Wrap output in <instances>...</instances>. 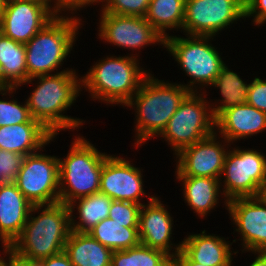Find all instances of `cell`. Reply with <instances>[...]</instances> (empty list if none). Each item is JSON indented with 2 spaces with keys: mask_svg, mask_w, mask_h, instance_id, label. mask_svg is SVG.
<instances>
[{
  "mask_svg": "<svg viewBox=\"0 0 266 266\" xmlns=\"http://www.w3.org/2000/svg\"><path fill=\"white\" fill-rule=\"evenodd\" d=\"M20 1L33 2L40 6H43L53 17H58L59 15L57 13L60 12L62 8V7L54 6L52 7L53 10H51L50 4H49V1L51 2V0H20Z\"/></svg>",
  "mask_w": 266,
  "mask_h": 266,
  "instance_id": "cell-39",
  "label": "cell"
},
{
  "mask_svg": "<svg viewBox=\"0 0 266 266\" xmlns=\"http://www.w3.org/2000/svg\"><path fill=\"white\" fill-rule=\"evenodd\" d=\"M224 64L221 71L215 78L213 86L220 88L223 96L221 106L211 108V112L216 118L222 111L247 102L249 84H245L242 79L233 71H230Z\"/></svg>",
  "mask_w": 266,
  "mask_h": 266,
  "instance_id": "cell-28",
  "label": "cell"
},
{
  "mask_svg": "<svg viewBox=\"0 0 266 266\" xmlns=\"http://www.w3.org/2000/svg\"><path fill=\"white\" fill-rule=\"evenodd\" d=\"M141 170L123 158L107 156L100 176L99 192L113 200L141 204L138 200L146 195Z\"/></svg>",
  "mask_w": 266,
  "mask_h": 266,
  "instance_id": "cell-14",
  "label": "cell"
},
{
  "mask_svg": "<svg viewBox=\"0 0 266 266\" xmlns=\"http://www.w3.org/2000/svg\"><path fill=\"white\" fill-rule=\"evenodd\" d=\"M139 224H119L106 218L88 233L112 251L127 250L140 244Z\"/></svg>",
  "mask_w": 266,
  "mask_h": 266,
  "instance_id": "cell-24",
  "label": "cell"
},
{
  "mask_svg": "<svg viewBox=\"0 0 266 266\" xmlns=\"http://www.w3.org/2000/svg\"><path fill=\"white\" fill-rule=\"evenodd\" d=\"M137 62L133 56L107 57L92 66L87 75L79 80L82 86L89 89L93 98L126 105L148 75Z\"/></svg>",
  "mask_w": 266,
  "mask_h": 266,
  "instance_id": "cell-5",
  "label": "cell"
},
{
  "mask_svg": "<svg viewBox=\"0 0 266 266\" xmlns=\"http://www.w3.org/2000/svg\"><path fill=\"white\" fill-rule=\"evenodd\" d=\"M153 78L148 72L139 90L126 103L127 107L135 104L137 109L136 145L144 143L154 135H160L190 93L186 85H173Z\"/></svg>",
  "mask_w": 266,
  "mask_h": 266,
  "instance_id": "cell-3",
  "label": "cell"
},
{
  "mask_svg": "<svg viewBox=\"0 0 266 266\" xmlns=\"http://www.w3.org/2000/svg\"><path fill=\"white\" fill-rule=\"evenodd\" d=\"M9 255H10V257H9L10 260L8 262H6V260L1 259L0 260V266H11V253H9Z\"/></svg>",
  "mask_w": 266,
  "mask_h": 266,
  "instance_id": "cell-43",
  "label": "cell"
},
{
  "mask_svg": "<svg viewBox=\"0 0 266 266\" xmlns=\"http://www.w3.org/2000/svg\"><path fill=\"white\" fill-rule=\"evenodd\" d=\"M140 204L113 200L108 218L119 224H139Z\"/></svg>",
  "mask_w": 266,
  "mask_h": 266,
  "instance_id": "cell-33",
  "label": "cell"
},
{
  "mask_svg": "<svg viewBox=\"0 0 266 266\" xmlns=\"http://www.w3.org/2000/svg\"><path fill=\"white\" fill-rule=\"evenodd\" d=\"M193 234L181 243V250L194 262L206 266H231L229 243L219 236Z\"/></svg>",
  "mask_w": 266,
  "mask_h": 266,
  "instance_id": "cell-21",
  "label": "cell"
},
{
  "mask_svg": "<svg viewBox=\"0 0 266 266\" xmlns=\"http://www.w3.org/2000/svg\"><path fill=\"white\" fill-rule=\"evenodd\" d=\"M111 266H172V258L164 251L140 243L127 250L113 251Z\"/></svg>",
  "mask_w": 266,
  "mask_h": 266,
  "instance_id": "cell-29",
  "label": "cell"
},
{
  "mask_svg": "<svg viewBox=\"0 0 266 266\" xmlns=\"http://www.w3.org/2000/svg\"><path fill=\"white\" fill-rule=\"evenodd\" d=\"M159 201L155 196L150 197L149 204L141 206L138 229L140 243L164 251L173 258L176 254L169 252L172 248L170 237L173 219Z\"/></svg>",
  "mask_w": 266,
  "mask_h": 266,
  "instance_id": "cell-18",
  "label": "cell"
},
{
  "mask_svg": "<svg viewBox=\"0 0 266 266\" xmlns=\"http://www.w3.org/2000/svg\"><path fill=\"white\" fill-rule=\"evenodd\" d=\"M17 87H0V92L9 91L12 93ZM11 91V92H10ZM25 122H38L32 119L27 103L20 105L17 101L0 100V127L16 125Z\"/></svg>",
  "mask_w": 266,
  "mask_h": 266,
  "instance_id": "cell-30",
  "label": "cell"
},
{
  "mask_svg": "<svg viewBox=\"0 0 266 266\" xmlns=\"http://www.w3.org/2000/svg\"><path fill=\"white\" fill-rule=\"evenodd\" d=\"M216 140L214 132L181 150L177 154L179 159L176 175L220 179L227 152Z\"/></svg>",
  "mask_w": 266,
  "mask_h": 266,
  "instance_id": "cell-13",
  "label": "cell"
},
{
  "mask_svg": "<svg viewBox=\"0 0 266 266\" xmlns=\"http://www.w3.org/2000/svg\"><path fill=\"white\" fill-rule=\"evenodd\" d=\"M34 78L40 80L39 85L26 101L32 119L40 122L52 134L65 128L75 129L82 124L79 119L61 114L72 105L81 89L75 72L63 70Z\"/></svg>",
  "mask_w": 266,
  "mask_h": 266,
  "instance_id": "cell-2",
  "label": "cell"
},
{
  "mask_svg": "<svg viewBox=\"0 0 266 266\" xmlns=\"http://www.w3.org/2000/svg\"><path fill=\"white\" fill-rule=\"evenodd\" d=\"M266 157L254 150L227 151L222 174L225 175L226 203L235 198L255 197L266 179Z\"/></svg>",
  "mask_w": 266,
  "mask_h": 266,
  "instance_id": "cell-10",
  "label": "cell"
},
{
  "mask_svg": "<svg viewBox=\"0 0 266 266\" xmlns=\"http://www.w3.org/2000/svg\"><path fill=\"white\" fill-rule=\"evenodd\" d=\"M246 103L266 113V80L255 77L249 84Z\"/></svg>",
  "mask_w": 266,
  "mask_h": 266,
  "instance_id": "cell-34",
  "label": "cell"
},
{
  "mask_svg": "<svg viewBox=\"0 0 266 266\" xmlns=\"http://www.w3.org/2000/svg\"><path fill=\"white\" fill-rule=\"evenodd\" d=\"M43 205H33L15 183L0 185V238L5 253L20 236L29 214Z\"/></svg>",
  "mask_w": 266,
  "mask_h": 266,
  "instance_id": "cell-17",
  "label": "cell"
},
{
  "mask_svg": "<svg viewBox=\"0 0 266 266\" xmlns=\"http://www.w3.org/2000/svg\"><path fill=\"white\" fill-rule=\"evenodd\" d=\"M247 16L254 17V24H263L266 21V0H245V17Z\"/></svg>",
  "mask_w": 266,
  "mask_h": 266,
  "instance_id": "cell-35",
  "label": "cell"
},
{
  "mask_svg": "<svg viewBox=\"0 0 266 266\" xmlns=\"http://www.w3.org/2000/svg\"><path fill=\"white\" fill-rule=\"evenodd\" d=\"M175 256L172 258V266H206L192 261L182 250L181 244L175 248Z\"/></svg>",
  "mask_w": 266,
  "mask_h": 266,
  "instance_id": "cell-37",
  "label": "cell"
},
{
  "mask_svg": "<svg viewBox=\"0 0 266 266\" xmlns=\"http://www.w3.org/2000/svg\"><path fill=\"white\" fill-rule=\"evenodd\" d=\"M258 253V257H256L250 266H266V252L259 251Z\"/></svg>",
  "mask_w": 266,
  "mask_h": 266,
  "instance_id": "cell-41",
  "label": "cell"
},
{
  "mask_svg": "<svg viewBox=\"0 0 266 266\" xmlns=\"http://www.w3.org/2000/svg\"><path fill=\"white\" fill-rule=\"evenodd\" d=\"M54 17L33 2L7 0L0 16L2 34L19 43L26 44Z\"/></svg>",
  "mask_w": 266,
  "mask_h": 266,
  "instance_id": "cell-15",
  "label": "cell"
},
{
  "mask_svg": "<svg viewBox=\"0 0 266 266\" xmlns=\"http://www.w3.org/2000/svg\"><path fill=\"white\" fill-rule=\"evenodd\" d=\"M183 182L184 198L198 215L205 216L218 203L220 179L210 177L177 176Z\"/></svg>",
  "mask_w": 266,
  "mask_h": 266,
  "instance_id": "cell-25",
  "label": "cell"
},
{
  "mask_svg": "<svg viewBox=\"0 0 266 266\" xmlns=\"http://www.w3.org/2000/svg\"><path fill=\"white\" fill-rule=\"evenodd\" d=\"M29 80L25 44L0 36V87H18Z\"/></svg>",
  "mask_w": 266,
  "mask_h": 266,
  "instance_id": "cell-23",
  "label": "cell"
},
{
  "mask_svg": "<svg viewBox=\"0 0 266 266\" xmlns=\"http://www.w3.org/2000/svg\"><path fill=\"white\" fill-rule=\"evenodd\" d=\"M34 266H73L68 255L63 251L54 256L37 261Z\"/></svg>",
  "mask_w": 266,
  "mask_h": 266,
  "instance_id": "cell-36",
  "label": "cell"
},
{
  "mask_svg": "<svg viewBox=\"0 0 266 266\" xmlns=\"http://www.w3.org/2000/svg\"><path fill=\"white\" fill-rule=\"evenodd\" d=\"M79 222L71 215V230L88 233L102 220L108 218L113 199L100 192L78 199Z\"/></svg>",
  "mask_w": 266,
  "mask_h": 266,
  "instance_id": "cell-27",
  "label": "cell"
},
{
  "mask_svg": "<svg viewBox=\"0 0 266 266\" xmlns=\"http://www.w3.org/2000/svg\"><path fill=\"white\" fill-rule=\"evenodd\" d=\"M56 134L49 132L40 122H25L0 127V149L23 156L31 155L50 143Z\"/></svg>",
  "mask_w": 266,
  "mask_h": 266,
  "instance_id": "cell-20",
  "label": "cell"
},
{
  "mask_svg": "<svg viewBox=\"0 0 266 266\" xmlns=\"http://www.w3.org/2000/svg\"><path fill=\"white\" fill-rule=\"evenodd\" d=\"M11 266H34L33 264H24L15 259V257L11 254Z\"/></svg>",
  "mask_w": 266,
  "mask_h": 266,
  "instance_id": "cell-42",
  "label": "cell"
},
{
  "mask_svg": "<svg viewBox=\"0 0 266 266\" xmlns=\"http://www.w3.org/2000/svg\"><path fill=\"white\" fill-rule=\"evenodd\" d=\"M185 0H150L145 19L165 39V29L183 28Z\"/></svg>",
  "mask_w": 266,
  "mask_h": 266,
  "instance_id": "cell-26",
  "label": "cell"
},
{
  "mask_svg": "<svg viewBox=\"0 0 266 266\" xmlns=\"http://www.w3.org/2000/svg\"><path fill=\"white\" fill-rule=\"evenodd\" d=\"M37 217L29 214L20 236L9 247L15 259L24 264L62 253L71 233V212L62 202L43 205Z\"/></svg>",
  "mask_w": 266,
  "mask_h": 266,
  "instance_id": "cell-1",
  "label": "cell"
},
{
  "mask_svg": "<svg viewBox=\"0 0 266 266\" xmlns=\"http://www.w3.org/2000/svg\"><path fill=\"white\" fill-rule=\"evenodd\" d=\"M99 1L103 2L102 0H56L55 5L56 7H62V10L66 8L69 11H75L77 8L79 9Z\"/></svg>",
  "mask_w": 266,
  "mask_h": 266,
  "instance_id": "cell-38",
  "label": "cell"
},
{
  "mask_svg": "<svg viewBox=\"0 0 266 266\" xmlns=\"http://www.w3.org/2000/svg\"><path fill=\"white\" fill-rule=\"evenodd\" d=\"M78 25L76 17H54L25 44L29 80L24 84L57 70L73 47Z\"/></svg>",
  "mask_w": 266,
  "mask_h": 266,
  "instance_id": "cell-6",
  "label": "cell"
},
{
  "mask_svg": "<svg viewBox=\"0 0 266 266\" xmlns=\"http://www.w3.org/2000/svg\"><path fill=\"white\" fill-rule=\"evenodd\" d=\"M71 146L67 157L59 159V202L67 205L72 215L76 199L99 192L102 167L108 155L100 153L83 137H77Z\"/></svg>",
  "mask_w": 266,
  "mask_h": 266,
  "instance_id": "cell-4",
  "label": "cell"
},
{
  "mask_svg": "<svg viewBox=\"0 0 266 266\" xmlns=\"http://www.w3.org/2000/svg\"><path fill=\"white\" fill-rule=\"evenodd\" d=\"M105 3L103 12L145 17L150 0H106Z\"/></svg>",
  "mask_w": 266,
  "mask_h": 266,
  "instance_id": "cell-31",
  "label": "cell"
},
{
  "mask_svg": "<svg viewBox=\"0 0 266 266\" xmlns=\"http://www.w3.org/2000/svg\"><path fill=\"white\" fill-rule=\"evenodd\" d=\"M255 198L266 207V179L259 185Z\"/></svg>",
  "mask_w": 266,
  "mask_h": 266,
  "instance_id": "cell-40",
  "label": "cell"
},
{
  "mask_svg": "<svg viewBox=\"0 0 266 266\" xmlns=\"http://www.w3.org/2000/svg\"><path fill=\"white\" fill-rule=\"evenodd\" d=\"M203 98L195 91L190 92L160 134L172 145L176 155L214 133L215 117L207 111V101Z\"/></svg>",
  "mask_w": 266,
  "mask_h": 266,
  "instance_id": "cell-8",
  "label": "cell"
},
{
  "mask_svg": "<svg viewBox=\"0 0 266 266\" xmlns=\"http://www.w3.org/2000/svg\"><path fill=\"white\" fill-rule=\"evenodd\" d=\"M64 252L73 266H111L113 251L89 233L71 231Z\"/></svg>",
  "mask_w": 266,
  "mask_h": 266,
  "instance_id": "cell-22",
  "label": "cell"
},
{
  "mask_svg": "<svg viewBox=\"0 0 266 266\" xmlns=\"http://www.w3.org/2000/svg\"><path fill=\"white\" fill-rule=\"evenodd\" d=\"M99 26L100 38L124 48L135 50L142 46L159 42L163 37L151 26L145 17L118 15L102 11Z\"/></svg>",
  "mask_w": 266,
  "mask_h": 266,
  "instance_id": "cell-12",
  "label": "cell"
},
{
  "mask_svg": "<svg viewBox=\"0 0 266 266\" xmlns=\"http://www.w3.org/2000/svg\"><path fill=\"white\" fill-rule=\"evenodd\" d=\"M243 17L245 0H185L183 29L188 36H214Z\"/></svg>",
  "mask_w": 266,
  "mask_h": 266,
  "instance_id": "cell-11",
  "label": "cell"
},
{
  "mask_svg": "<svg viewBox=\"0 0 266 266\" xmlns=\"http://www.w3.org/2000/svg\"><path fill=\"white\" fill-rule=\"evenodd\" d=\"M215 126L224 140L231 142L253 136L266 129V113L245 103L222 111L215 118Z\"/></svg>",
  "mask_w": 266,
  "mask_h": 266,
  "instance_id": "cell-19",
  "label": "cell"
},
{
  "mask_svg": "<svg viewBox=\"0 0 266 266\" xmlns=\"http://www.w3.org/2000/svg\"><path fill=\"white\" fill-rule=\"evenodd\" d=\"M25 156L0 149V185L15 183Z\"/></svg>",
  "mask_w": 266,
  "mask_h": 266,
  "instance_id": "cell-32",
  "label": "cell"
},
{
  "mask_svg": "<svg viewBox=\"0 0 266 266\" xmlns=\"http://www.w3.org/2000/svg\"><path fill=\"white\" fill-rule=\"evenodd\" d=\"M226 206L243 237V248L266 252V207L255 197L235 198Z\"/></svg>",
  "mask_w": 266,
  "mask_h": 266,
  "instance_id": "cell-16",
  "label": "cell"
},
{
  "mask_svg": "<svg viewBox=\"0 0 266 266\" xmlns=\"http://www.w3.org/2000/svg\"><path fill=\"white\" fill-rule=\"evenodd\" d=\"M15 184L33 205L59 202V159L37 152L26 155Z\"/></svg>",
  "mask_w": 266,
  "mask_h": 266,
  "instance_id": "cell-9",
  "label": "cell"
},
{
  "mask_svg": "<svg viewBox=\"0 0 266 266\" xmlns=\"http://www.w3.org/2000/svg\"><path fill=\"white\" fill-rule=\"evenodd\" d=\"M7 0H0V16L1 13L3 12L5 5H6Z\"/></svg>",
  "mask_w": 266,
  "mask_h": 266,
  "instance_id": "cell-44",
  "label": "cell"
},
{
  "mask_svg": "<svg viewBox=\"0 0 266 266\" xmlns=\"http://www.w3.org/2000/svg\"><path fill=\"white\" fill-rule=\"evenodd\" d=\"M213 36L190 35L189 38L167 36L164 46L169 49L176 61L193 81L186 88L194 92L193 84H213L215 78L225 64L218 51L208 44ZM192 86V88H191Z\"/></svg>",
  "mask_w": 266,
  "mask_h": 266,
  "instance_id": "cell-7",
  "label": "cell"
}]
</instances>
